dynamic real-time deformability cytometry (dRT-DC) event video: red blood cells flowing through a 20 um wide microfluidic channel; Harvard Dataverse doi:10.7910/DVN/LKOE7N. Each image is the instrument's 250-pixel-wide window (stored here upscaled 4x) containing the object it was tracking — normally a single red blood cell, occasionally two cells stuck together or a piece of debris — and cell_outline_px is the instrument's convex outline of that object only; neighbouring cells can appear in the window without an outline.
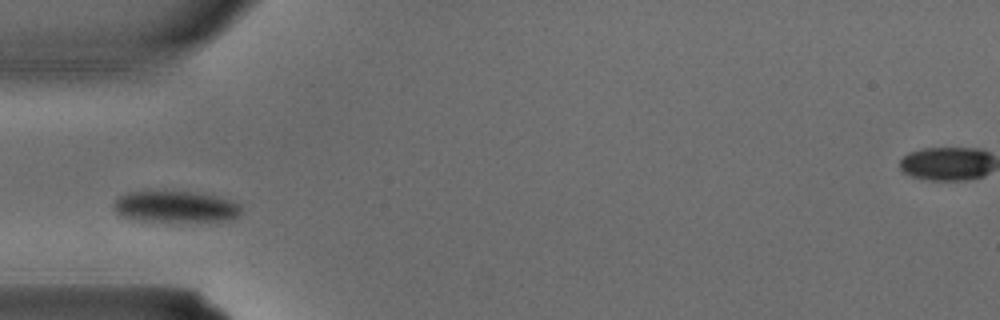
{"species": "common noctule bat (a hibernating species)", "species_latin": "Nyctalus noctula", "temperature_condition": "warm", "stored_images_in_passage": 2, "camera_frame_rate_fps": 3000, "um_per_image_px": 0.085, "animal": {"sex": "male", "body_mass_g": 15.6}, "frame": {"image": 1, "passage_image": 2, "time_ms": 0.333, "image_size_px": [1000, 320], "cell_outline_px": [[240, 216], [228, 220], [140, 220], [120, 216], [112, 208], [112, 204], [116, 196], [128, 192], [164, 188], [192, 192], [216, 196], [240, 204]], "centroid_in_image_um": [14.8, 17.5], "position_along_channel_um": 70.2, "area_um2": 23.76}}